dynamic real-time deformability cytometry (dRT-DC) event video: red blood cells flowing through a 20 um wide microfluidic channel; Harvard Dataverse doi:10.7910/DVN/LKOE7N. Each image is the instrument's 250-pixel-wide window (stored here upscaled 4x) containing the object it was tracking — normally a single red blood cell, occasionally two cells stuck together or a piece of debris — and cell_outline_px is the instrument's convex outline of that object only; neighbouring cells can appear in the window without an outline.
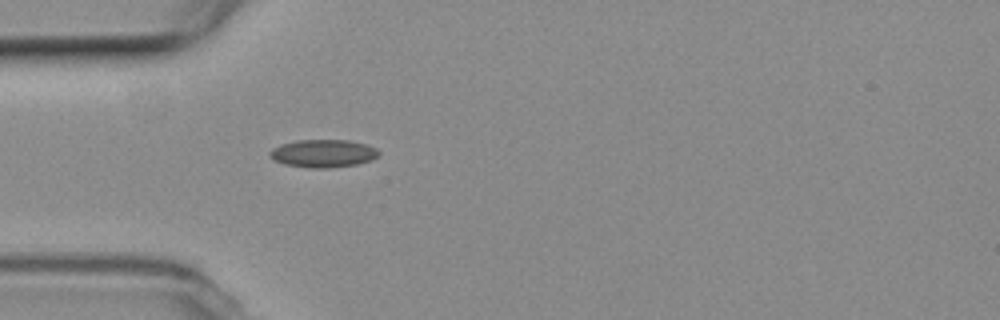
{"species": "common noctule bat (a hibernating species)", "species_latin": "Nyctalus noctula", "temperature_condition": "room temperature", "stored_images_in_passage": 41, "camera_frame_rate_fps": 3000, "um_per_image_px": 0.085, "animal": {"sex": "female", "body_mass_g": 19.3, "forearm_length_mm": 54.1}, "frame": {"image": 1, "passage_image": 1, "time_ms": 0.0, "image_size_px": [1000, 320], "cell_outline_px": [[380, 152], [372, 160], [356, 164], [328, 168], [308, 168], [284, 164], [272, 160], [268, 156], [268, 152], [272, 148], [280, 144], [296, 140], [348, 140], [368, 144], [376, 148]], "centroid_in_image_um": [27.42, 13.04], "position_along_channel_um": 57.6, "area_um2": 17.92}}
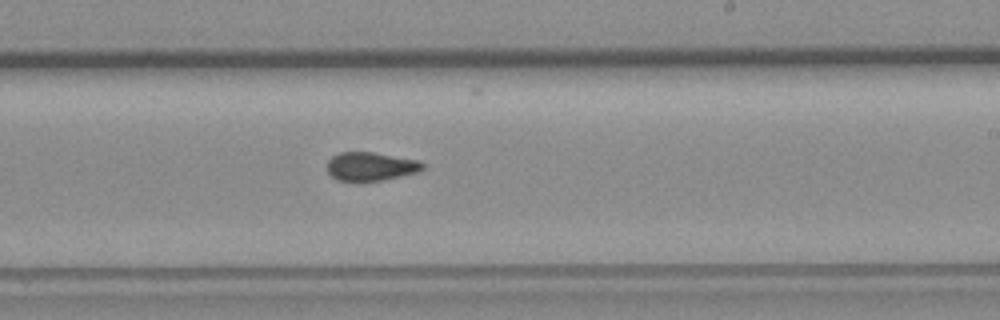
{"frame": {"image": 2, "passage_image": 18, "time_ms": 5.667, "image_size_px": [1000, 320], "cell_outline_px": [[424, 168], [420, 172], [384, 180], [336, 180], [328, 172], [328, 160], [332, 156], [340, 152], [372, 152], [420, 160], [424, 164]], "centroid_in_image_um": [31.56, 14.13], "position_along_channel_um": 257.4, "area_um2": 15.9}}
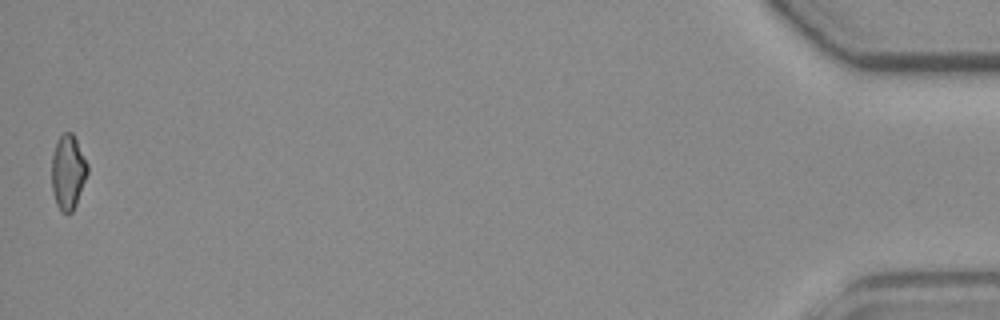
{"frame": {"image": 3, "passage_image": 41, "time_ms": 13.333, "image_size_px": [1000, 320], "cell_outline_px": [[88, 172], [76, 204], [72, 212], [68, 216], [60, 212], [56, 204], [52, 192], [52, 156], [56, 140], [64, 132], [72, 132], [88, 164]], "centroid_in_image_um": [5.77, 14.66], "position_along_channel_um": 429.4, "area_um2": 15.72}, "authors_computed_cell_mechanics": {"area_um2": 16.0684, "velocity_mm_per_s": 3.5808, "shape_relaxation_time_tau1_ms": null, "shape_relaxation_time_tau2_ms": 2.2934, "deformation_change_tau1": null, "deformation_change_tau2": 0.0736}}